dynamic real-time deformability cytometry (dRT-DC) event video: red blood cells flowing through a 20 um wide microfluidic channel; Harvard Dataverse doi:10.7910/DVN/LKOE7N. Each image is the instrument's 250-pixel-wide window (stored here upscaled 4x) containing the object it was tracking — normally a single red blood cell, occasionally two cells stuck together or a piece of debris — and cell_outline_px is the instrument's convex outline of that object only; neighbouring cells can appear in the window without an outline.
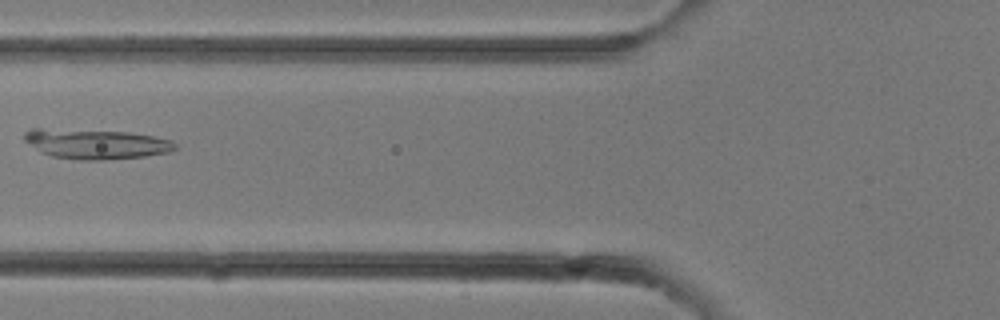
{"species": "common noctule bat (a hibernating species)", "species_latin": "Nyctalus noctula", "temperature_condition": "room temperature", "stored_images_in_passage": 14, "camera_frame_rate_fps": 3000, "um_per_image_px": 0.085, "animal": {"sex": "female"}, "frame": {"image": 1, "passage_image": 8, "time_ms": 2.333, "image_size_px": [1000, 320], "cell_outline_px": [[176, 148], [168, 152], [144, 156], [104, 160], [76, 160], [52, 156], [40, 152], [24, 140], [24, 132], [28, 128], [40, 128], [128, 132], [152, 136], [172, 140], [176, 144]], "centroid_in_image_um": [8.1, 12.24], "position_along_channel_um": 117.7, "area_um2": 26.24}}
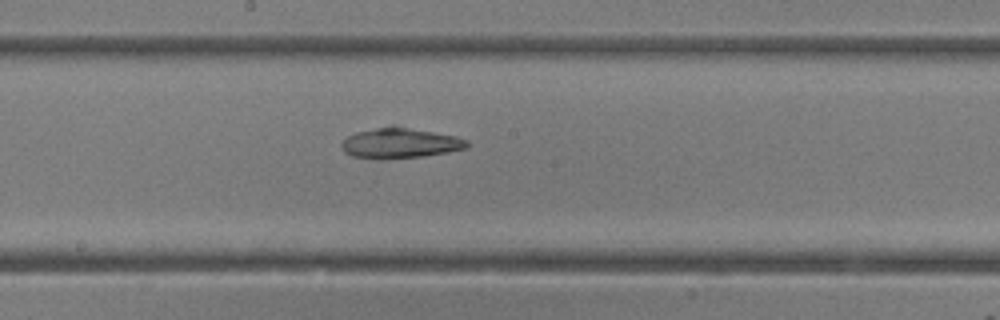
{"frame": {"image": 2, "passage_image": 12, "time_ms": 3.667, "image_size_px": [1000, 320], "cell_outline_px": [[468, 148], [448, 152], [424, 156], [384, 160], [352, 156], [344, 152], [340, 144], [348, 136], [356, 132], [392, 124], [396, 124], [456, 136], [468, 140]], "centroid_in_image_um": [34.01, 12.15], "position_along_channel_um": 214.2, "area_um2": 22.72}}
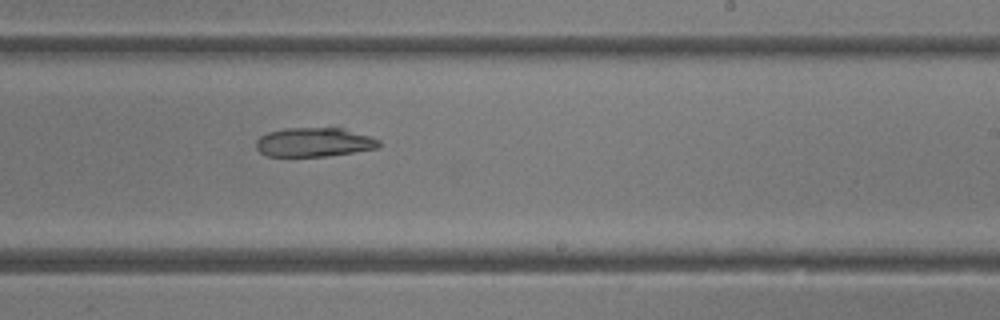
{"frame": {"image": 3, "passage_image": 14, "time_ms": 4.333, "image_size_px": [1000, 320], "cell_outline_px": [[380, 148], [328, 156], [268, 156], [260, 152], [256, 148], [256, 140], [260, 136], [268, 132], [284, 128], [344, 128], [380, 140]], "centroid_in_image_um": [26.7, 12.09], "position_along_channel_um": 262.3, "area_um2": 20.87}}